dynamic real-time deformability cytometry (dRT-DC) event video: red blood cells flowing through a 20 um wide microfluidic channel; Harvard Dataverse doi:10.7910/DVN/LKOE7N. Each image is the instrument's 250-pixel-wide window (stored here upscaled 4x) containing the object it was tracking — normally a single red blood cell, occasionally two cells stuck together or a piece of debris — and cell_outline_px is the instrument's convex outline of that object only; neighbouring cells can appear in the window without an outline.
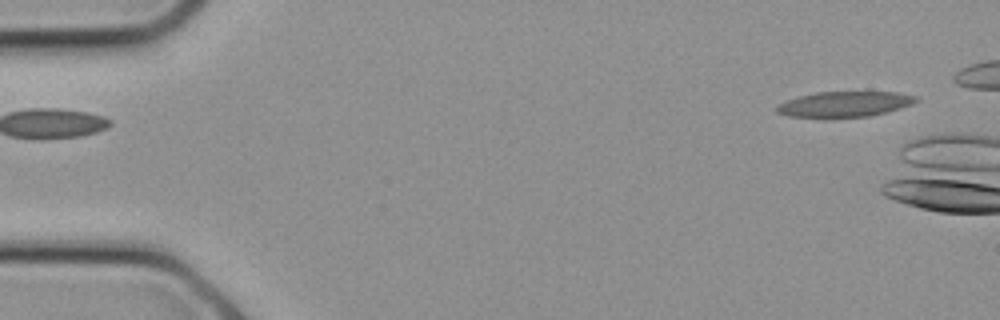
{"species": "common noctule bat (a hibernating species)", "species_latin": "Nyctalus noctula", "temperature_condition": "cold", "stored_images_in_passage": 3, "camera_frame_rate_fps": 3000, "um_per_image_px": 0.085, "animal": {"sex": "female", "body_mass_g": 21.9}, "frame": {"image": 1, "passage_image": 1, "time_ms": 0.0, "image_size_px": [1000, 320], "cell_outline_px": [[920, 100], [912, 104], [888, 112], [868, 116], [824, 120], [788, 116], [776, 112], [776, 104], [784, 100], [816, 92], [896, 92], [916, 96]], "centroid_in_image_um": [71.71, 8.89], "position_along_channel_um": 13.3, "area_um2": 21.5}}